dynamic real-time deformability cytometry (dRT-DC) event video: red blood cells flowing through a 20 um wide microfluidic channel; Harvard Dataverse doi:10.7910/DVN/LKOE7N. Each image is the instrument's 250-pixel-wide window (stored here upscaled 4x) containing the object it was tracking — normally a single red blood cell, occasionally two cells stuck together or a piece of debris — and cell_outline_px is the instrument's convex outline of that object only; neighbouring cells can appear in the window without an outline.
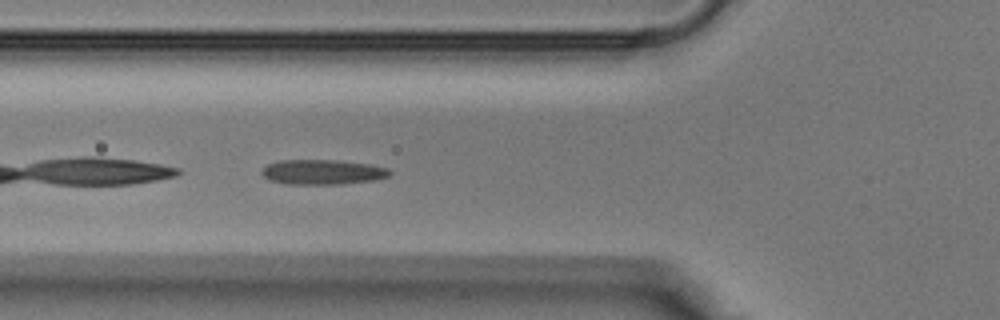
{"species": "Egyptian fruit bat (a non-hibernating species)", "species_latin": "Rousettus aegyptiacus", "temperature_condition": "warm", "stored_images_in_passage": 26, "camera_frame_rate_fps": 3000, "um_per_image_px": 0.085, "animal": {"sex": "male"}, "frame": {"image": 1, "passage_image": 3, "time_ms": 0.667, "image_size_px": [1000, 320], "cell_outline_px": [[392, 172], [388, 176], [372, 180], [340, 184], [288, 184], [272, 180], [264, 176], [260, 172], [268, 164], [280, 160], [336, 160], [368, 164], [388, 168]], "centroid_in_image_um": [27.41, 14.62], "position_along_channel_um": 98.4, "area_um2": 18.32}}
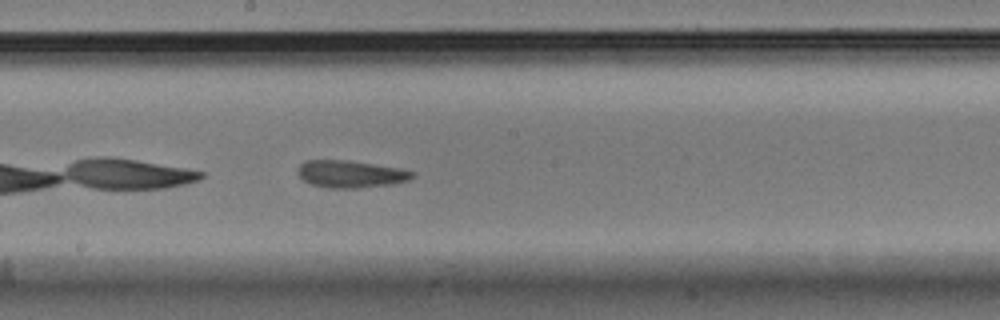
{"frame": {"image": 2, "passage_image": 10, "time_ms": 3.0, "image_size_px": [1000, 320], "cell_outline_px": [[416, 176], [408, 180], [388, 184], [356, 188], [328, 188], [312, 184], [304, 180], [296, 172], [296, 168], [304, 160], [344, 160], [400, 168], [416, 172]], "centroid_in_image_um": [29.77, 14.78], "position_along_channel_um": 218.4, "area_um2": 18.09}}
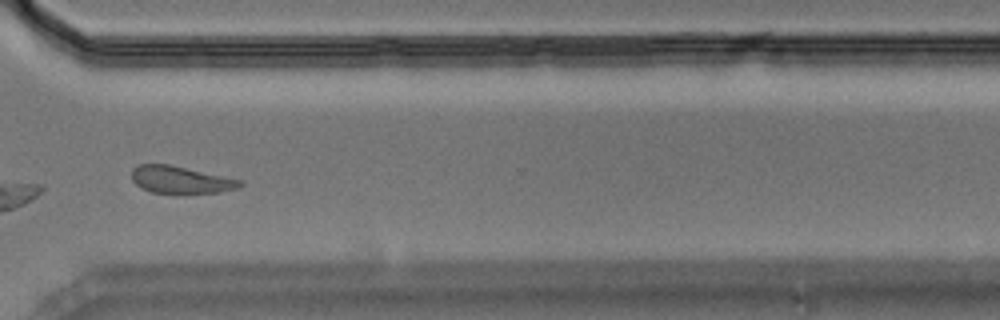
{"frame": {"image": 3, "passage_image": 18, "time_ms": 5.667, "image_size_px": [1000, 320], "cell_outline_px": [[244, 184], [236, 188], [220, 192], [152, 192], [140, 188], [132, 180], [132, 168], [136, 164], [168, 164], [244, 180]], "centroid_in_image_um": [15.34, 15.26], "position_along_channel_um": 355.3, "area_um2": 16.99}}